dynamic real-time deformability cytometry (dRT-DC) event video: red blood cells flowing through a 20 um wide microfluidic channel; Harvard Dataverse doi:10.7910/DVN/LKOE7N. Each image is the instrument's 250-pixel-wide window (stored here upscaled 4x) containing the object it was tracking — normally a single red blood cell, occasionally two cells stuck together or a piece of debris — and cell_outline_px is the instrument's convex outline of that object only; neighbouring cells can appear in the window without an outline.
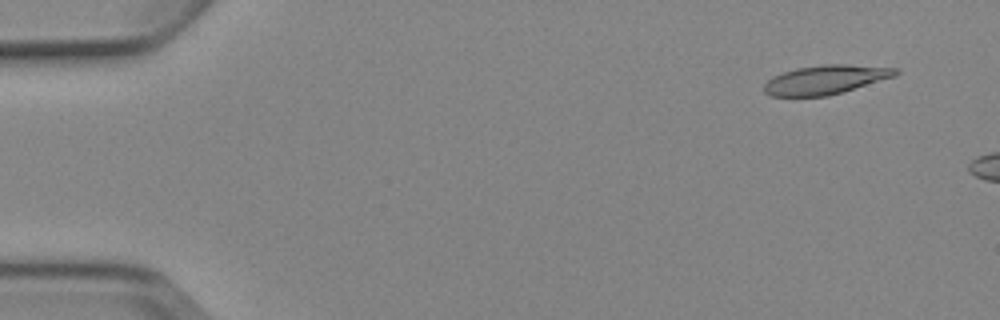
{"species": "Egyptian fruit bat (a non-hibernating species)", "species_latin": "Rousettus aegyptiacus", "temperature_condition": "cold", "stored_images_in_passage": 3, "camera_frame_rate_fps": 3000, "um_per_image_px": 0.085, "animal": {"sex": "female"}, "frame": {"image": 1, "passage_image": 1, "time_ms": 0.0, "image_size_px": [1000, 320], "cell_outline_px": [[900, 72], [896, 76], [844, 92], [828, 96], [772, 96], [764, 92], [764, 84], [772, 76], [796, 68], [824, 64], [844, 64], [900, 68]], "centroid_in_image_um": [70.21, 6.77], "position_along_channel_um": 14.8, "area_um2": 22.43}}